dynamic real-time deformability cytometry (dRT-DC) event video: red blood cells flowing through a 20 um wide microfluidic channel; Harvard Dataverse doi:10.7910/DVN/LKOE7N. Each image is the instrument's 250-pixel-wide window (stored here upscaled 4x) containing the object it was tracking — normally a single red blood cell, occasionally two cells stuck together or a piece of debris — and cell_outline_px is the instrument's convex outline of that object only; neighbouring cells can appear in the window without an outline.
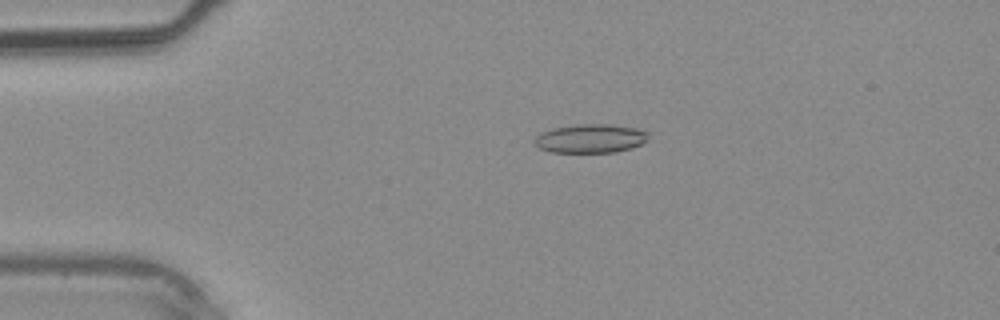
{"species": "common noctule bat (a hibernating species)", "species_latin": "Nyctalus noctula", "temperature_condition": "warm", "stored_images_in_passage": 5, "camera_frame_rate_fps": 3000, "um_per_image_px": 0.085, "animal": {"sex": "male", "body_mass_g": 20.4}, "frame": {"image": 1, "passage_image": 3, "time_ms": 2.0, "image_size_px": [1000, 320], "cell_outline_px": [[648, 132], [644, 140], [640, 144], [632, 148], [616, 152], [552, 152], [540, 148], [532, 140], [540, 132], [552, 128], [576, 124], [612, 124], [636, 128]], "centroid_in_image_um": [50.14, 11.76], "position_along_channel_um": 34.9, "area_um2": 19.07}}